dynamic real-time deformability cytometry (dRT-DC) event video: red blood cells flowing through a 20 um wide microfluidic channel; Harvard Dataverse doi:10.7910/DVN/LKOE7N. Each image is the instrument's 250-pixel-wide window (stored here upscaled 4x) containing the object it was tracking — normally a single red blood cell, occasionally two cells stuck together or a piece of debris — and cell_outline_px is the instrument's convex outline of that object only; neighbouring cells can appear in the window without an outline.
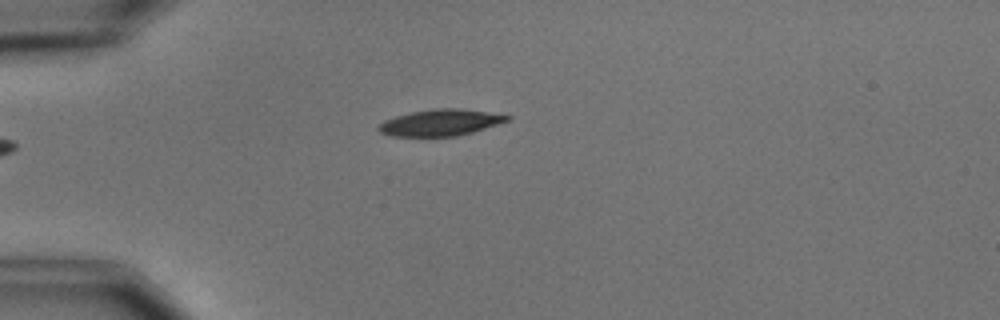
{"species": "common noctule bat (a hibernating species)", "species_latin": "Nyctalus noctula", "temperature_condition": "cold", "stored_images_in_passage": 5, "camera_frame_rate_fps": 3000, "um_per_image_px": 0.085, "animal": {"sex": "male", "body_mass_g": 15.6}, "frame": {"image": 1, "passage_image": 5, "time_ms": 4.667, "image_size_px": [1000, 320], "cell_outline_px": [[512, 120], [472, 132], [456, 136], [392, 136], [380, 132], [376, 128], [384, 120], [408, 112], [432, 108], [460, 108], [512, 116]], "centroid_in_image_um": [37.44, 10.41], "position_along_channel_um": 47.6, "area_um2": 19.88}}